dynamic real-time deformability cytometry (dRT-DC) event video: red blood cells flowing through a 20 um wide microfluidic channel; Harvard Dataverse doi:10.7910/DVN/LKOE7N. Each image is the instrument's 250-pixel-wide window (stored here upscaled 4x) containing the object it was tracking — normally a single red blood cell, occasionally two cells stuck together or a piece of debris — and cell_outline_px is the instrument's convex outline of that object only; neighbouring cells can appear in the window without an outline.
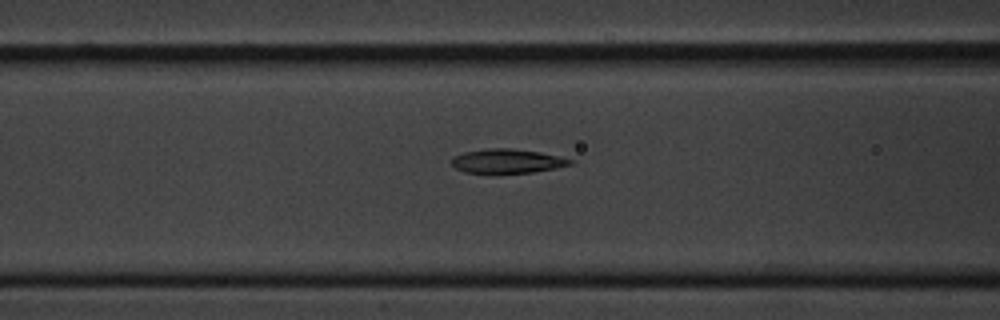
{"species": "common noctule bat (a hibernating species)", "species_latin": "Nyctalus noctula", "temperature_condition": "cold", "stored_images_in_passage": 9, "camera_frame_rate_fps": 3000, "um_per_image_px": 0.085, "animal": {"sex": "male", "body_mass_g": 20.1, "forearm_length_mm": 53.5}, "frame": {"image": 1, "passage_image": 9, "time_ms": 9.333, "image_size_px": [1000, 320], "cell_outline_px": [[576, 160], [572, 164], [532, 172], [464, 172], [456, 168], [452, 164], [452, 156], [464, 152], [488, 148], [508, 148], [540, 152]], "centroid_in_image_um": [43.1, 13.67], "position_along_channel_um": 123.5, "area_um2": 16.36}}